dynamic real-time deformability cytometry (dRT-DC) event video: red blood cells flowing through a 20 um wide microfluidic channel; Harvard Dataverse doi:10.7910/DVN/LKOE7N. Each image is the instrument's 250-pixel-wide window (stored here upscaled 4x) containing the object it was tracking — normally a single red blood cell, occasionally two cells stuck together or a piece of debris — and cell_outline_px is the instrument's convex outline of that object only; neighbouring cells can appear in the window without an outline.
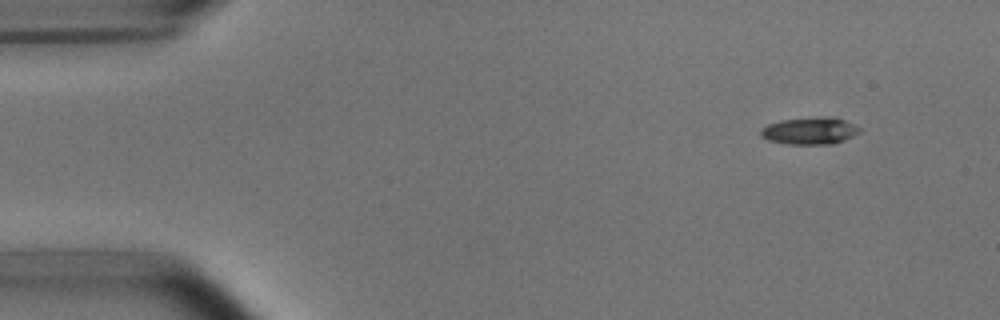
{"species": "common noctule bat (a hibernating species)", "species_latin": "Nyctalus noctula", "temperature_condition": "room temperature", "stored_images_in_passage": 44, "camera_frame_rate_fps": 3000, "um_per_image_px": 0.085, "animal": {"sex": "male", "body_mass_g": 15.6}, "frame": {"image": 1, "passage_image": 2, "time_ms": 0.333, "image_size_px": [1000, 320], "cell_outline_px": [[860, 132], [844, 140], [832, 144], [788, 144], [768, 140], [760, 136], [760, 128], [768, 124], [780, 120], [820, 116], [832, 116], [844, 120], [860, 128]], "centroid_in_image_um": [68.8, 11.11], "position_along_channel_um": 16.2, "area_um2": 15.72}}
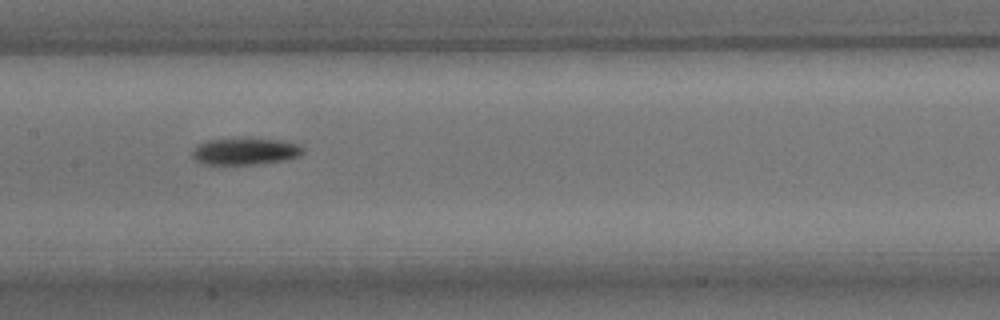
{"frame": {"image": 2, "passage_image": 23, "time_ms": 7.333, "image_size_px": [1000, 320], "cell_outline_px": [[304, 152], [300, 156], [288, 160], [260, 164], [204, 164], [196, 160], [192, 156], [192, 152], [200, 144], [208, 140], [244, 136], [284, 140], [300, 144], [304, 148]], "centroid_in_image_um": [20.94, 12.83], "position_along_channel_um": 186.5, "area_um2": 18.03}}
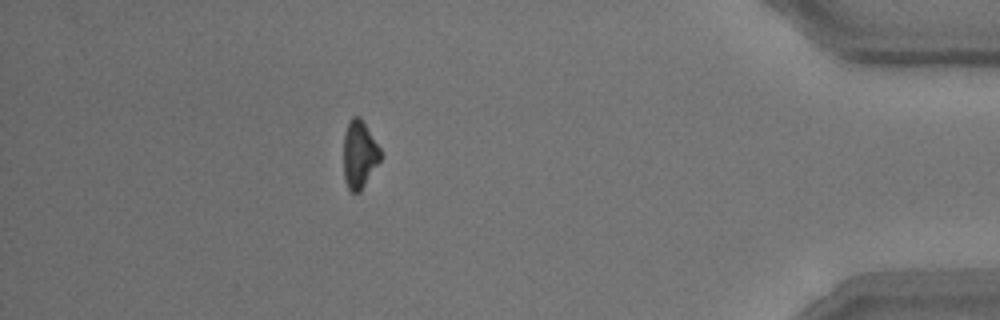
{"frame": {"image": 3, "passage_image": 44, "time_ms": 14.333, "image_size_px": [1000, 320], "cell_outline_px": [[380, 160], [360, 192], [352, 192], [348, 188], [344, 176], [344, 132], [352, 116], [360, 116], [380, 148]], "centroid_in_image_um": [30.53, 13.11], "position_along_channel_um": 404.7, "area_um2": 14.33}, "authors_computed_cell_mechanics": {"area_um2": 15.7505, "velocity_mm_per_s": 3.7928, "shape_relaxation_time_tau1_ms": 1.7188, "shape_relaxation_time_tau2_ms": null, "deformation_change_tau1": 0.1031, "deformation_change_tau2": null}}